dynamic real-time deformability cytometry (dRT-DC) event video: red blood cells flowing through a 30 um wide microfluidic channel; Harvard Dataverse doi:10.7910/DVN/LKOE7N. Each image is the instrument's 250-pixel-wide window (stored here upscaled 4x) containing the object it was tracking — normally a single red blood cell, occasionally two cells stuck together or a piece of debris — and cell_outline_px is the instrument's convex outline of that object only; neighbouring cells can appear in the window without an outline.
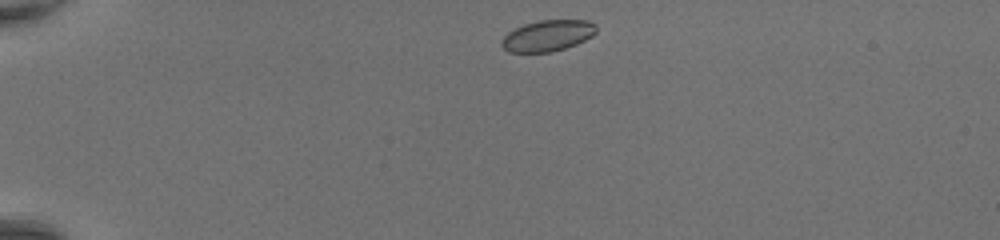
{"species": "common noctule bat (a hibernating species)", "species_latin": "Nyctalus noctula", "temperature_condition": "room temperature", "stored_images_in_passage": 38, "camera_frame_rate_fps": 3000, "um_per_image_px": 0.085, "animal": {"sex": "female", "body_mass_g": 20.0, "forearm_length_mm": 54.0}, "frame": {"image": 1, "passage_image": 1, "time_ms": 0.0, "image_size_px": [1000, 240], "cell_outline_px": [[596, 32], [592, 36], [576, 44], [552, 52], [508, 52], [500, 44], [500, 40], [508, 32], [524, 24], [540, 20], [588, 20], [596, 24]], "centroid_in_image_um": [46.54, 3.03], "position_along_channel_um": 38.5, "area_um2": 17.17}}
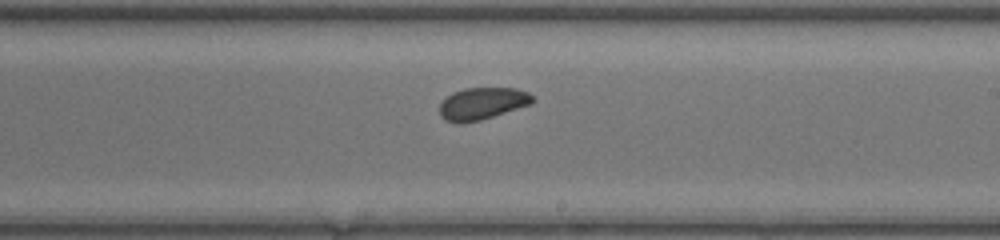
{"frame": {"image": 2, "passage_image": 20, "time_ms": 6.333, "image_size_px": [1000, 240], "cell_outline_px": [[536, 100], [532, 104], [480, 120], [460, 124], [456, 124], [444, 120], [440, 116], [440, 104], [452, 92], [464, 88], [516, 88], [528, 92]], "centroid_in_image_um": [40.99, 8.81], "position_along_channel_um": 248.0, "area_um2": 17.51}}
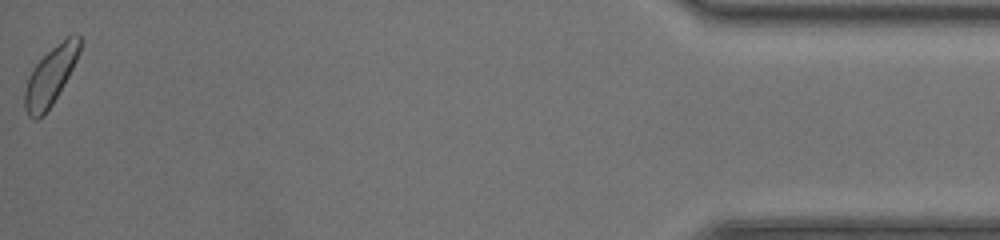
{"frame": {"image": 3, "passage_image": 38, "time_ms": 12.333, "image_size_px": [1000, 240], "cell_outline_px": [[80, 52], [68, 76], [52, 104], [44, 116], [36, 120], [32, 120], [28, 116], [24, 108], [24, 92], [28, 76], [32, 68], [52, 48], [68, 36], [80, 36]], "centroid_in_image_um": [4.24, 6.54], "position_along_channel_um": 431.0, "area_um2": 18.38}, "authors_computed_cell_mechanics": {"area_um2": 17.6579, "velocity_mm_per_s": 4.3663, "shape_relaxation_time_tau1_ms": 1.9185, "shape_relaxation_time_tau2_ms": null, "deformation_change_tau1": 0.0475, "deformation_change_tau2": null}}